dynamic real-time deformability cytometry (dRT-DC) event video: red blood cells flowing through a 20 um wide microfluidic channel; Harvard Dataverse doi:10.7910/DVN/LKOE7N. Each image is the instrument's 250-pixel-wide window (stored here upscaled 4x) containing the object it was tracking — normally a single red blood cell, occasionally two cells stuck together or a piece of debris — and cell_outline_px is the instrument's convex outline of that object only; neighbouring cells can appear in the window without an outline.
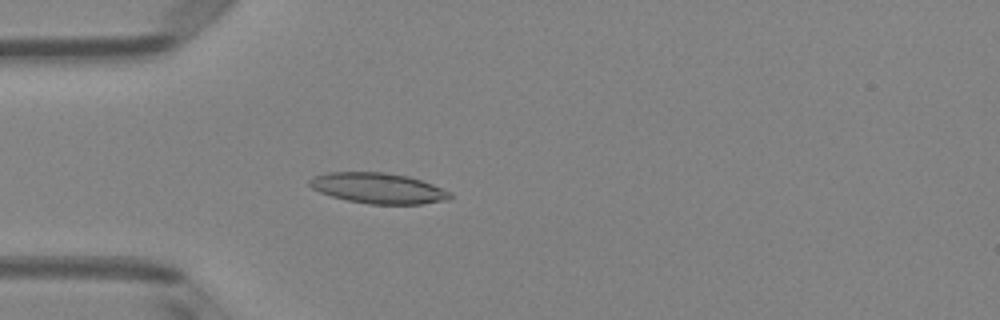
{"species": "Egyptian fruit bat (a non-hibernating species)", "species_latin": "Rousettus aegyptiacus", "temperature_condition": "room temperature", "stored_images_in_passage": 51, "camera_frame_rate_fps": 3000, "um_per_image_px": 0.085, "animal": {"sex": "female"}, "frame": {"image": 1, "passage_image": 15, "time_ms": 4.667, "image_size_px": [1000, 320], "cell_outline_px": [[452, 196], [448, 200], [420, 204], [368, 204], [348, 200], [332, 196], [320, 192], [312, 188], [308, 184], [308, 180], [312, 176], [328, 172], [384, 172], [408, 176], [432, 184], [452, 192]], "centroid_in_image_um": [32.14, 15.99], "position_along_channel_um": 52.9, "area_um2": 25.09}}
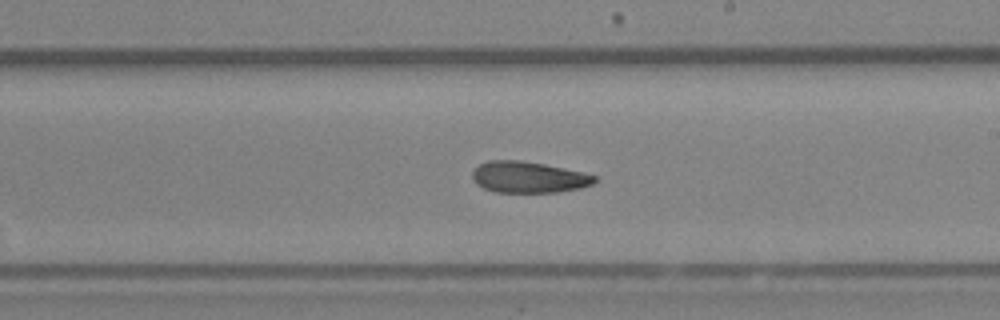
{"frame": {"image": 2, "passage_image": 30, "time_ms": 9.667, "image_size_px": [1000, 320], "cell_outline_px": [[596, 180], [592, 184], [580, 188], [556, 192], [496, 192], [484, 188], [476, 184], [472, 180], [472, 172], [480, 164], [488, 160], [520, 160], [544, 164], [564, 168], [596, 176]], "centroid_in_image_um": [44.88, 15.06], "position_along_channel_um": 244.1, "area_um2": 22.14}}
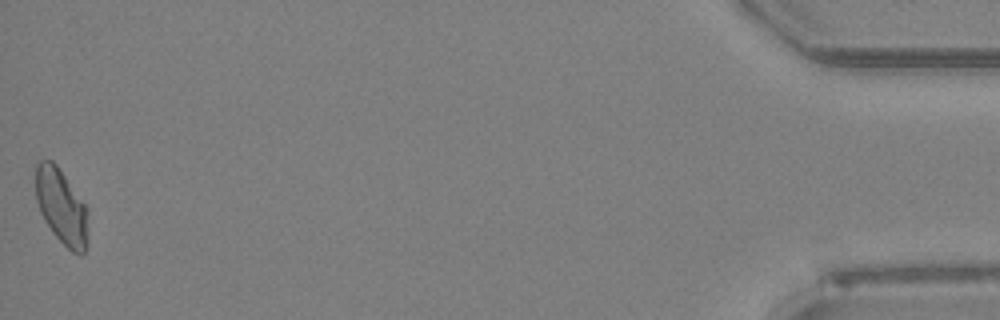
{"frame": {"image": 3, "passage_image": 51, "time_ms": 16.667, "image_size_px": [1000, 320], "cell_outline_px": [[88, 236], [84, 252], [80, 256], [72, 252], [52, 232], [44, 220], [40, 212], [36, 200], [36, 164], [40, 160], [52, 160], [56, 164], [84, 204], [88, 212]], "centroid_in_image_um": [5.22, 17.59], "position_along_channel_um": 430.0, "area_um2": 22.83}, "authors_computed_cell_mechanics": {"area_um2": 23.409, "velocity_mm_per_s": 3.9983, "shape_relaxation_time_tau1_ms": 6.0473, "shape_relaxation_time_tau2_ms": 3.3176, "deformation_change_tau1": 0.157, "deformation_change_tau2": 0.0944}}